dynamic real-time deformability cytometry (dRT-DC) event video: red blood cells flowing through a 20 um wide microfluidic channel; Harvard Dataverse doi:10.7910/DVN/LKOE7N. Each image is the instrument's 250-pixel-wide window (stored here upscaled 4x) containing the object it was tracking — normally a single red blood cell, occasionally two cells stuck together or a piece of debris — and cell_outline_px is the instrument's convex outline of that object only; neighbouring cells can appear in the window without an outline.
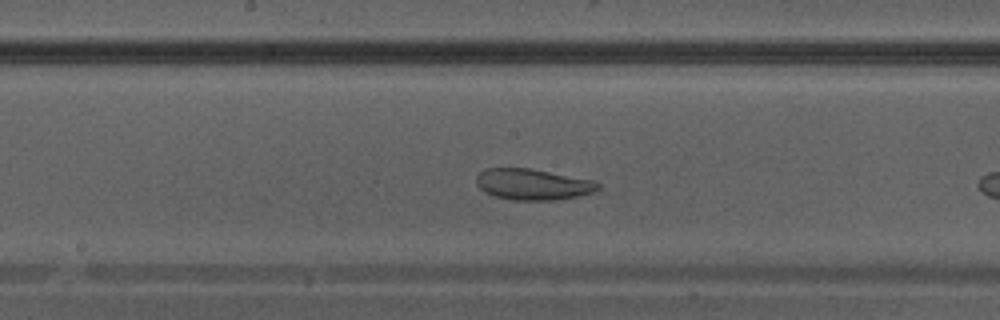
{"species": "Egyptian fruit bat (a non-hibernating species)", "species_latin": "Rousettus aegyptiacus", "temperature_condition": "warm", "stored_images_in_passage": 21, "camera_frame_rate_fps": 3000, "um_per_image_px": 0.085, "animal": {"sex": "male"}, "frame": {"image": 1, "passage_image": 9, "time_ms": 2.667, "image_size_px": [1000, 320], "cell_outline_px": [[600, 188], [596, 192], [556, 200], [508, 200], [492, 196], [484, 192], [476, 184], [476, 176], [480, 172], [488, 168], [528, 168], [596, 180], [600, 184]], "centroid_in_image_um": [45.3, 15.68], "position_along_channel_um": 202.9, "area_um2": 22.31}}